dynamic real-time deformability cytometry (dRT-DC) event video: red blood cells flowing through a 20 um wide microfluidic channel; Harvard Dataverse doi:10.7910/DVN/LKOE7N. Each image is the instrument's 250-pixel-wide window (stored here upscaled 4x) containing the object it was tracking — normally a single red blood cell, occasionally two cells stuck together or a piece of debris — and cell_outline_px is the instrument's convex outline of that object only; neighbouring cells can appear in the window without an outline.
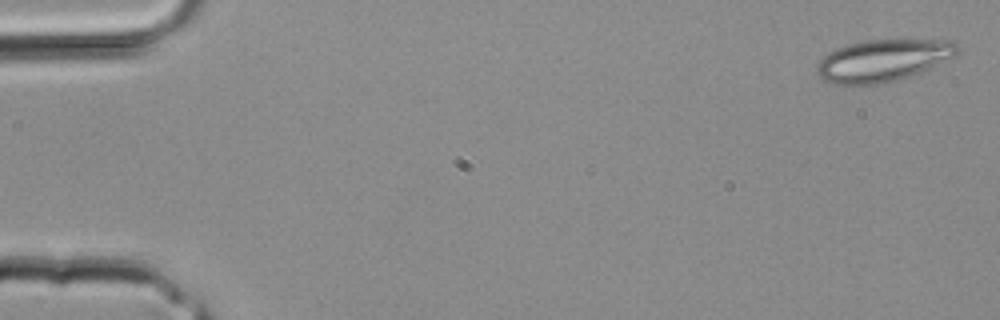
{"species": "common noctule bat (a hibernating species)", "species_latin": "Nyctalus noctula", "temperature_condition": "room temperature", "stored_images_in_passage": 3, "camera_frame_rate_fps": 3000, "um_per_image_px": 0.085, "animal": {"sex": "male", "body_mass_g": 20.4}, "frame": {"image": 1, "passage_image": 1, "time_ms": 0.0, "image_size_px": [1000, 320], "cell_outline_px": [[960, 52], [956, 56], [920, 72], [900, 80], [880, 84], [852, 88], [828, 84], [820, 80], [816, 72], [816, 64], [828, 52], [836, 48], [848, 44], [868, 40], [948, 40], [956, 44], [960, 48]], "centroid_in_image_um": [74.97, 5.2], "position_along_channel_um": 10.0, "area_um2": 35.43}}